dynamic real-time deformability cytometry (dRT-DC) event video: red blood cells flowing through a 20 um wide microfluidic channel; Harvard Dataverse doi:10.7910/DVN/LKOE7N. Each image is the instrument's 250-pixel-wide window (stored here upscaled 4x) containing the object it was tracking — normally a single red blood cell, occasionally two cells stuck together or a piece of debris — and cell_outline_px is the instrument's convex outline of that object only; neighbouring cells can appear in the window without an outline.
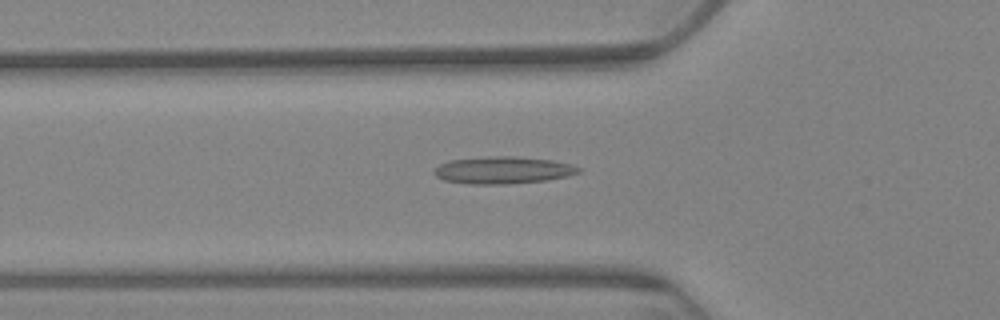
{"species": "Egyptian fruit bat (a non-hibernating species)", "species_latin": "Rousettus aegyptiacus", "temperature_condition": "warm", "stored_images_in_passage": 61, "camera_frame_rate_fps": 3000, "um_per_image_px": 0.085, "animal": {"sex": "female"}, "frame": {"image": 1, "passage_image": 21, "time_ms": 6.667, "image_size_px": [1000, 320], "cell_outline_px": [[580, 172], [568, 176], [544, 180], [504, 184], [472, 184], [444, 180], [436, 176], [432, 172], [440, 164], [448, 160], [488, 156], [516, 156], [552, 160], [572, 164], [580, 168]], "centroid_in_image_um": [42.74, 14.45], "position_along_channel_um": 83.1, "area_um2": 22.83}}
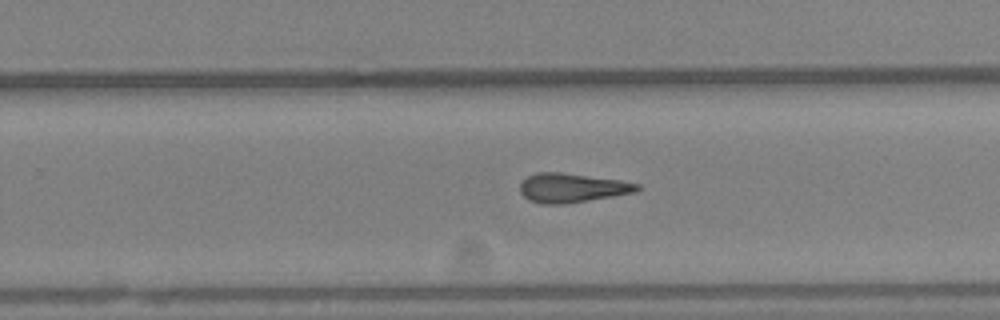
{"frame": {"image": 2, "passage_image": 39, "time_ms": 12.667, "image_size_px": [1000, 320], "cell_outline_px": [[640, 188], [636, 192], [564, 204], [540, 204], [528, 200], [520, 192], [520, 184], [528, 176], [536, 172], [560, 172], [620, 180], [640, 184]], "centroid_in_image_um": [48.59, 15.97], "position_along_channel_um": 281.2, "area_um2": 19.83}}
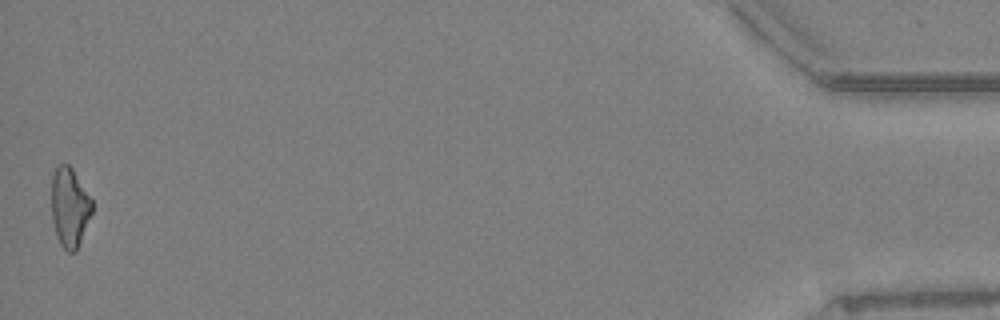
{"frame": {"image": 3, "passage_image": 61, "time_ms": 20.0, "image_size_px": [1000, 320], "cell_outline_px": [[92, 212], [76, 252], [68, 252], [60, 244], [56, 236], [52, 220], [52, 176], [56, 168], [60, 164], [68, 164], [72, 168], [92, 200]], "centroid_in_image_um": [5.91, 17.64], "position_along_channel_um": 429.3, "area_um2": 18.61}, "authors_computed_cell_mechanics": {"area_um2": 19.8254, "velocity_mm_per_s": 3.3144, "shape_relaxation_time_tau1_ms": null, "shape_relaxation_time_tau2_ms": 5.0122, "deformation_change_tau1": null, "deformation_change_tau2": 0.1602}}